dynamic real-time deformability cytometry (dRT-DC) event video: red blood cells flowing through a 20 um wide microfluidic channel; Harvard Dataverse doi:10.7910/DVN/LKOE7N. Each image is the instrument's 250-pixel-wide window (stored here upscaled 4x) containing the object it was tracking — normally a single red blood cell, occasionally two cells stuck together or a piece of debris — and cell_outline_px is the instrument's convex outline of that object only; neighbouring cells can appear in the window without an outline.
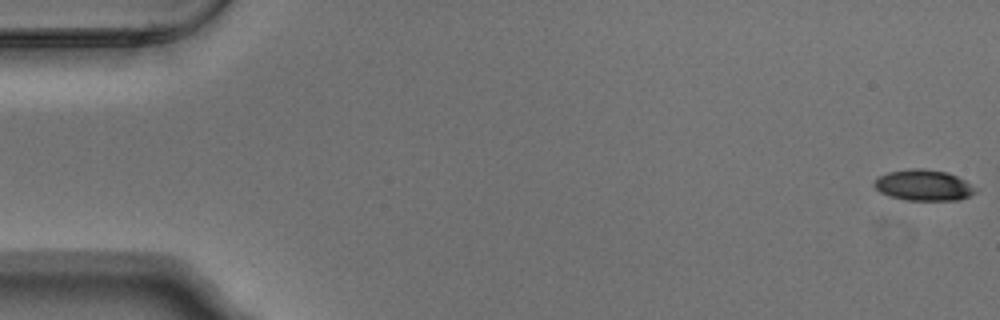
{"species": "Egyptian fruit bat (a non-hibernating species)", "species_latin": "Rousettus aegyptiacus", "temperature_condition": "warm", "stored_images_in_passage": 5, "camera_frame_rate_fps": 3000, "um_per_image_px": 0.085, "animal": {"sex": "male"}, "frame": {"image": 1, "passage_image": 1, "time_ms": 0.0, "image_size_px": [1000, 320], "cell_outline_px": [[980, 188], [976, 192], [960, 200], [904, 200], [888, 196], [880, 192], [876, 188], [876, 180], [880, 176], [888, 172], [912, 168], [924, 168], [948, 172]], "centroid_in_image_um": [78.56, 15.75], "position_along_channel_um": 6.4, "area_um2": 18.32}}
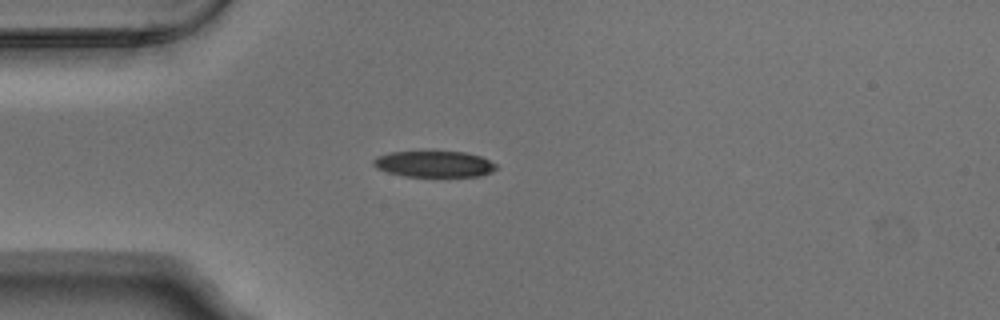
{"frame": {"image": 2, "passage_image": 5, "time_ms": 1.333, "image_size_px": [1000, 320], "cell_outline_px": [[496, 168], [492, 172], [480, 176], [404, 176], [388, 172], [376, 168], [372, 164], [372, 160], [376, 156], [388, 152], [424, 148], [432, 148], [464, 152], [480, 156], [496, 164]], "centroid_in_image_um": [36.82, 13.87], "position_along_channel_um": 48.2, "area_um2": 19.83}}